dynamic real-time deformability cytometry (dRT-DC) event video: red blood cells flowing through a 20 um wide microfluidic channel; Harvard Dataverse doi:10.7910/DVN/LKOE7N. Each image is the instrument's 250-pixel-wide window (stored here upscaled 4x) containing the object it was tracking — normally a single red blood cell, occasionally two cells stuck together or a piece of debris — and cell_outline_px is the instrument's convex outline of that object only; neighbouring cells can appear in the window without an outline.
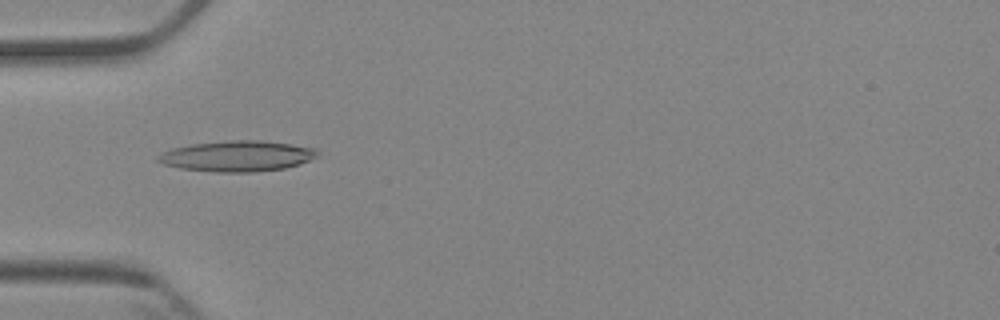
{"species": "Egyptian fruit bat (a non-hibernating species)", "species_latin": "Rousettus aegyptiacus", "temperature_condition": "cold", "stored_images_in_passage": 6, "camera_frame_rate_fps": 3000, "um_per_image_px": 0.085, "animal": {"sex": "female"}, "frame": {"image": 1, "passage_image": 5, "time_ms": 5.333, "image_size_px": [1000, 320], "cell_outline_px": [[320, 152], [316, 156], [300, 164], [284, 168], [252, 172], [216, 172], [180, 168], [164, 164], [156, 160], [156, 156], [160, 152], [172, 148], [192, 144], [228, 140], [260, 140], [292, 144], [316, 148]], "centroid_in_image_um": [20.14, 13.26], "position_along_channel_um": 64.9, "area_um2": 28.61}}
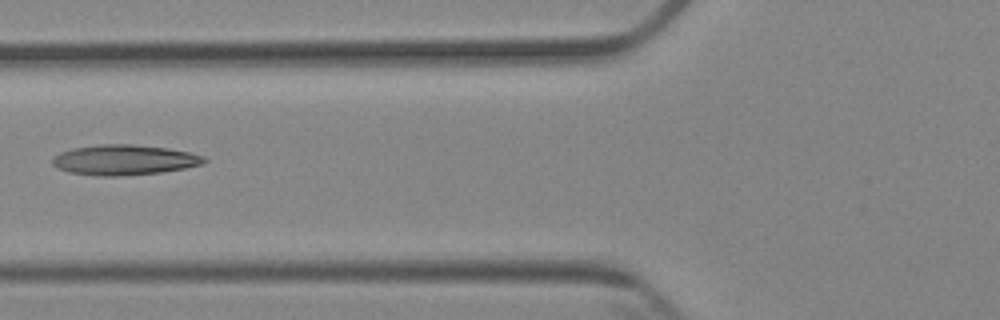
{"frame": {"image": 2, "passage_image": 6, "time_ms": 6.667, "image_size_px": [1000, 320], "cell_outline_px": [[208, 160], [200, 164], [184, 168], [160, 172], [120, 176], [96, 176], [68, 172], [56, 168], [52, 164], [52, 156], [60, 152], [72, 148], [100, 144], [132, 144], [168, 148], [188, 152], [204, 156]], "centroid_in_image_um": [10.49, 13.59], "position_along_channel_um": 115.3, "area_um2": 26.82}}